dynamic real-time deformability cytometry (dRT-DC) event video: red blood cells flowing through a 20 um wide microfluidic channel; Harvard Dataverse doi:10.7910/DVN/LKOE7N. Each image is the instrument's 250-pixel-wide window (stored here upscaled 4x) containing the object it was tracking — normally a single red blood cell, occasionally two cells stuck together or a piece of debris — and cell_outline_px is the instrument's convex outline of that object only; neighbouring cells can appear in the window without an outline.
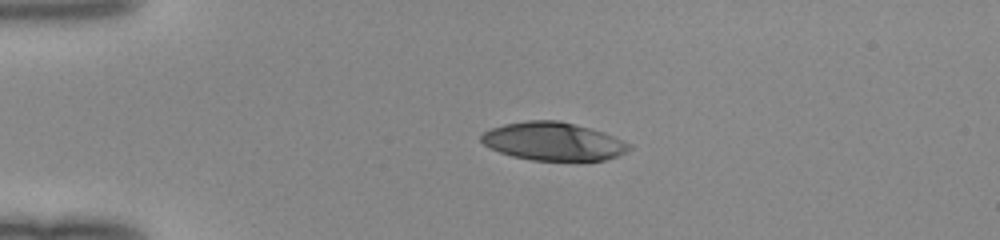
{"species": "human", "species_latin": "Homo sapiens", "temperature_condition": "room temperature", "stored_images_in_passage": 38, "camera_frame_rate_fps": 3000, "um_per_image_px": 0.085, "donor": {"sex": "female"}, "frame": {"image": 1, "passage_image": 1, "time_ms": 0.0, "image_size_px": [1000, 240], "cell_outline_px": [[632, 148], [616, 156], [604, 160], [532, 160], [512, 156], [500, 152], [484, 144], [480, 140], [480, 136], [484, 132], [492, 128], [504, 124], [528, 120], [560, 120], [592, 128], [604, 132], [632, 144]], "centroid_in_image_um": [47.04, 12.0], "position_along_channel_um": 38.0, "area_um2": 32.83}}
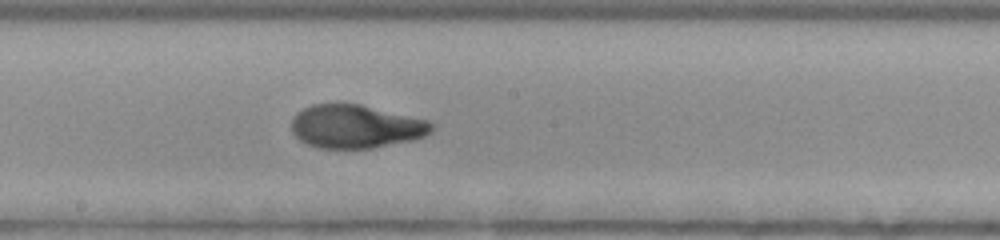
{"frame": {"image": 2, "passage_image": 17, "time_ms": 5.333, "image_size_px": [1000, 240], "cell_outline_px": [[436, 128], [432, 132], [416, 140], [372, 148], [320, 148], [308, 144], [300, 140], [292, 132], [292, 120], [296, 112], [312, 104], [360, 104], [428, 120], [436, 124]], "centroid_in_image_um": [30.29, 10.76], "position_along_channel_um": 217.9, "area_um2": 35.6}}
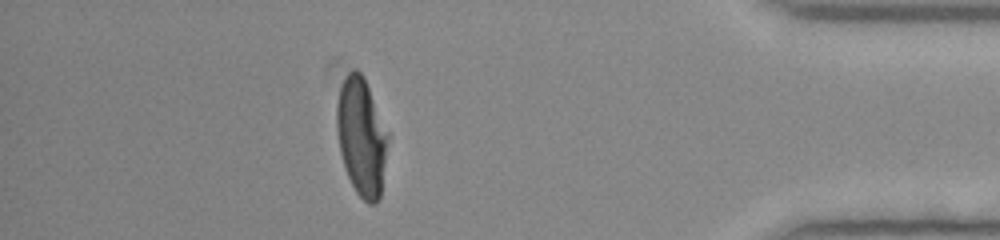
{"frame": {"image": 3, "passage_image": 33, "time_ms": 10.667, "image_size_px": [1000, 240], "cell_outline_px": [[388, 136], [380, 196], [376, 204], [368, 204], [356, 192], [348, 176], [340, 152], [336, 128], [336, 104], [340, 88], [344, 76], [348, 72], [356, 68], [364, 76], [388, 132]], "centroid_in_image_um": [30.7, 11.58], "position_along_channel_um": 404.5, "area_um2": 34.97}}